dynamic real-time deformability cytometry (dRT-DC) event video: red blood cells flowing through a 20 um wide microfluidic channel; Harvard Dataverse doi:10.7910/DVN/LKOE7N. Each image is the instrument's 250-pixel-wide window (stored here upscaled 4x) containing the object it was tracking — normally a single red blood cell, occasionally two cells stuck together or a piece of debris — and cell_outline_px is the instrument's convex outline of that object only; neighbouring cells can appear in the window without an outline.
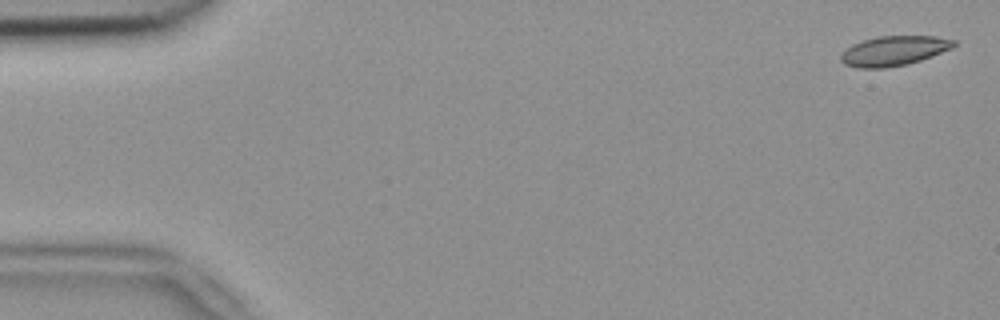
{"species": "common noctule bat (a hibernating species)", "species_latin": "Nyctalus noctula", "temperature_condition": "room temperature", "stored_images_in_passage": 4, "camera_frame_rate_fps": 3000, "um_per_image_px": 0.085, "animal": {"sex": "female", "body_mass_g": 18.4}, "frame": {"image": 1, "passage_image": 1, "time_ms": 0.0, "image_size_px": [1000, 320], "cell_outline_px": [[956, 44], [952, 48], [932, 56], [908, 64], [884, 68], [856, 68], [844, 64], [840, 60], [840, 56], [852, 44], [876, 36], [936, 36], [956, 40]], "centroid_in_image_um": [75.99, 4.32], "position_along_channel_um": 9.0, "area_um2": 19.59}}